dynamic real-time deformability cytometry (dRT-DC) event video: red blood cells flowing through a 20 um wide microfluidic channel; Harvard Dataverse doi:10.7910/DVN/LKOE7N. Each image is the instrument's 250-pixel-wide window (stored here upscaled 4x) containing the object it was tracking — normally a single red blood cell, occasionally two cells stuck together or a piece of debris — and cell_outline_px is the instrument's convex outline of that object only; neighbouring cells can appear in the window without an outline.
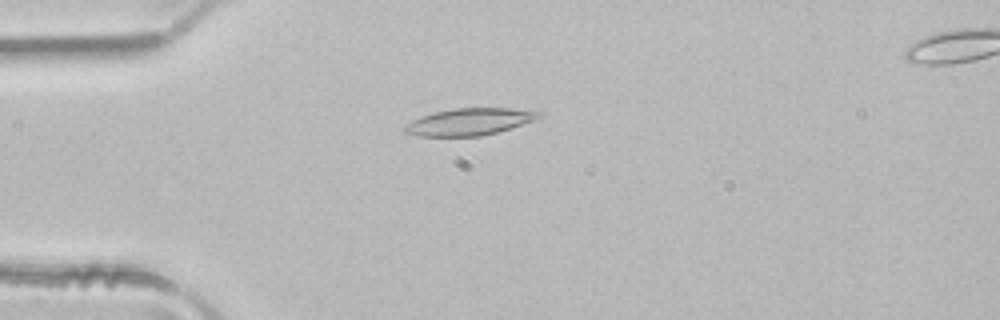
{"species": "common noctule bat (a hibernating species)", "species_latin": "Nyctalus noctula", "temperature_condition": "room temperature", "stored_images_in_passage": 46, "camera_frame_rate_fps": 3000, "um_per_image_px": 0.085, "animal": {"sex": "male", "body_mass_g": 21.5, "forearm_length_mm": 52.0}, "frame": {"image": 1, "passage_image": 10, "time_ms": 3.0, "image_size_px": [1000, 320], "cell_outline_px": [[544, 116], [496, 132], [480, 136], [420, 136], [404, 132], [400, 128], [404, 124], [420, 116], [432, 112], [456, 108], [512, 108], [544, 112]], "centroid_in_image_um": [39.83, 10.34], "position_along_channel_um": 45.2, "area_um2": 21.1}}
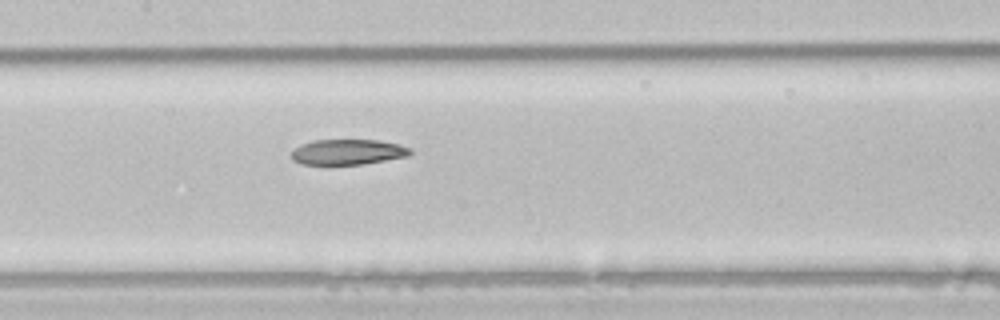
{"frame": {"image": 2, "passage_image": 21, "time_ms": 6.667, "image_size_px": [1000, 320], "cell_outline_px": [[412, 152], [408, 156], [364, 164], [300, 164], [292, 160], [292, 152], [300, 144], [312, 140], [380, 140], [412, 148]], "centroid_in_image_um": [29.56, 12.91], "position_along_channel_um": 177.8, "area_um2": 17.57}}
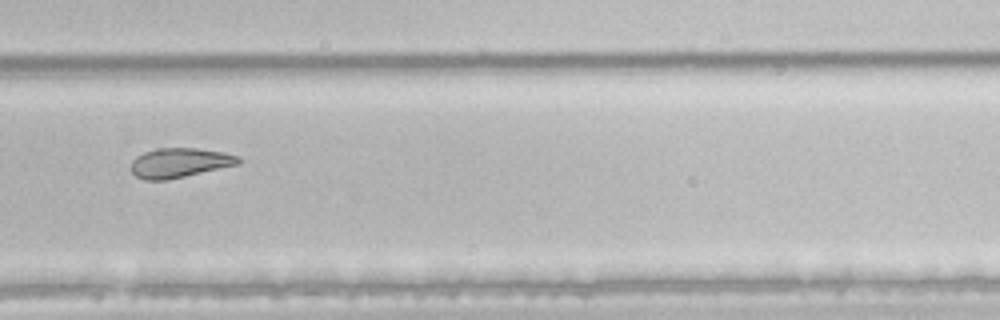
{"frame": {"image": 3, "passage_image": 31, "time_ms": 10.0, "image_size_px": [1000, 320], "cell_outline_px": [[240, 164], [168, 180], [144, 180], [136, 176], [132, 172], [132, 160], [136, 156], [144, 152], [156, 148], [196, 148], [224, 152], [240, 156]], "centroid_in_image_um": [15.28, 13.83], "position_along_channel_um": 314.5, "area_um2": 18.61}}